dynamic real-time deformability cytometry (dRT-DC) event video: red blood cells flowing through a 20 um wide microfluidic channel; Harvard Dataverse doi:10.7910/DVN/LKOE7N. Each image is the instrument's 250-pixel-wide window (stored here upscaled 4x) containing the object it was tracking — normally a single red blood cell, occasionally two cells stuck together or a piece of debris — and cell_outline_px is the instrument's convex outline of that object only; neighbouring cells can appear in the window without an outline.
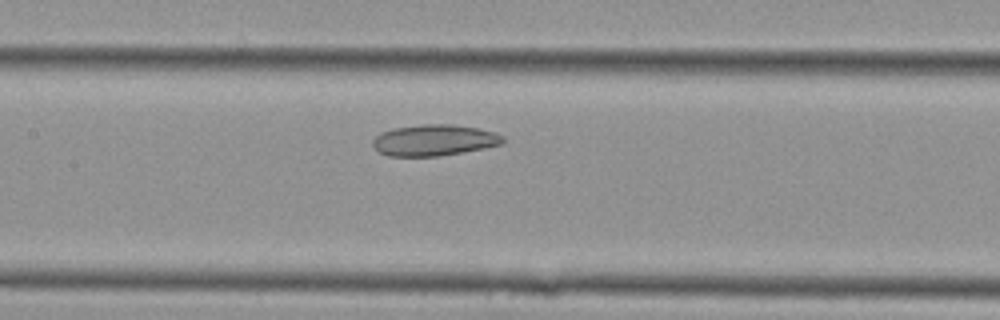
{"species": "Egyptian fruit bat (a non-hibernating species)", "species_latin": "Rousettus aegyptiacus", "temperature_condition": "cold", "stored_images_in_passage": 15, "camera_frame_rate_fps": 3000, "um_per_image_px": 0.085, "animal": {"sex": "female"}, "frame": {"image": 1, "passage_image": 11, "time_ms": 3.333, "image_size_px": [1000, 320], "cell_outline_px": [[504, 144], [484, 148], [440, 156], [388, 156], [380, 152], [372, 144], [372, 140], [380, 132], [392, 128], [424, 124], [452, 124], [480, 128], [496, 132], [504, 136]], "centroid_in_image_um": [36.93, 11.91], "position_along_channel_um": 170.5, "area_um2": 23.87}}
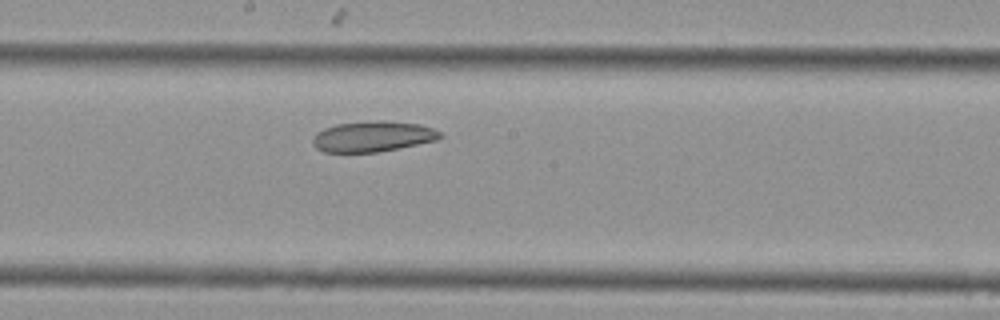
{"frame": {"image": 2, "passage_image": 13, "time_ms": 4.0, "image_size_px": [1000, 320], "cell_outline_px": [[444, 136], [440, 140], [376, 152], [324, 152], [316, 148], [312, 144], [312, 140], [316, 132], [324, 128], [336, 124], [380, 120], [384, 120], [420, 124], [432, 128], [440, 132]], "centroid_in_image_um": [31.7, 11.6], "position_along_channel_um": 216.5, "area_um2": 22.83}}
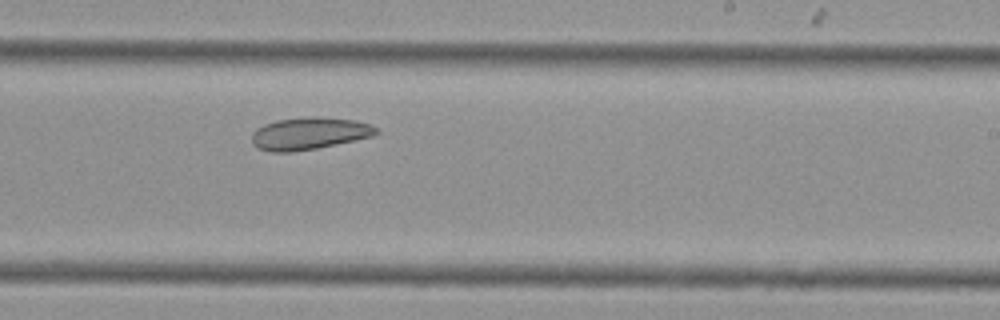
{"frame": {"image": 3, "passage_image": 15, "time_ms": 4.667, "image_size_px": [1000, 320], "cell_outline_px": [[380, 132], [372, 136], [316, 148], [292, 152], [272, 152], [256, 148], [252, 144], [252, 132], [256, 128], [264, 124], [276, 120], [308, 116], [316, 116], [356, 120], [372, 124]], "centroid_in_image_um": [26.25, 11.33], "position_along_channel_um": 262.7, "area_um2": 23.52}}